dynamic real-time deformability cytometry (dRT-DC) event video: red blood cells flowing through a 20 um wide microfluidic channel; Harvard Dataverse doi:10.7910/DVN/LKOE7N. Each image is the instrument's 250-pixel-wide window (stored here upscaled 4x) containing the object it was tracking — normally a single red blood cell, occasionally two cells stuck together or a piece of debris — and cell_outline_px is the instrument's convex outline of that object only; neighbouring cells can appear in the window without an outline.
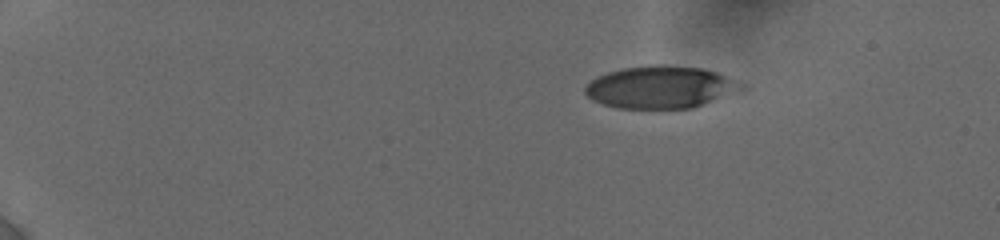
{"species": "human", "species_latin": "Homo sapiens", "temperature_condition": "cold", "stored_images_in_passage": 49, "camera_frame_rate_fps": 3000, "um_per_image_px": 0.085, "donor": {"sex": "female"}, "frame": {"image": 1, "passage_image": 1, "time_ms": 0.0, "image_size_px": [1000, 240], "cell_outline_px": [[744, 88], [692, 108], [620, 108], [604, 104], [592, 100], [584, 92], [584, 88], [596, 76], [620, 68], [652, 64], [664, 64], [700, 68], [716, 72], [744, 84]], "centroid_in_image_um": [56.09, 7.39], "position_along_channel_um": 28.9, "area_um2": 38.21}}
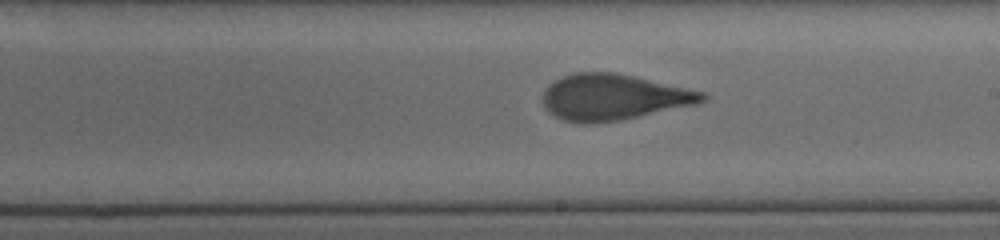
{"frame": {"image": 2, "passage_image": 27, "time_ms": 8.333, "image_size_px": [1000, 240], "cell_outline_px": [[708, 96], [704, 100], [696, 104], [620, 120], [596, 124], [580, 124], [564, 120], [548, 112], [544, 108], [540, 96], [544, 88], [548, 84], [564, 76], [576, 72], [612, 72], [632, 76], [704, 92]], "centroid_in_image_um": [52.05, 8.27], "position_along_channel_um": 237.0, "area_um2": 42.71}}
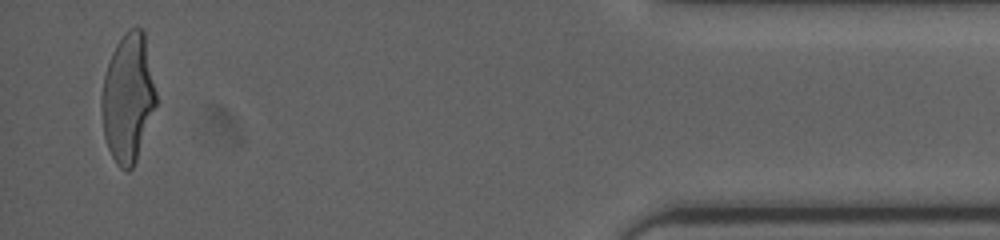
{"frame": {"image": 3, "passage_image": 49, "time_ms": 14.667, "image_size_px": [1000, 240], "cell_outline_px": [[156, 104], [136, 160], [132, 168], [128, 172], [120, 168], [116, 164], [108, 148], [104, 136], [100, 100], [104, 76], [112, 52], [116, 44], [124, 32], [128, 28], [140, 28], [144, 32], [156, 92]], "centroid_in_image_um": [10.86, 8.32], "position_along_channel_um": 424.3, "area_um2": 40.52}, "authors_computed_cell_mechanics": {"area_um2": 42.194, "velocity_mm_per_s": 3.8621, "shape_relaxation_time_tau1_ms": 7.4139, "shape_relaxation_time_tau2_ms": 0.8562, "deformation_change_tau1": 0.2546, "deformation_change_tau2": 0.0837}}